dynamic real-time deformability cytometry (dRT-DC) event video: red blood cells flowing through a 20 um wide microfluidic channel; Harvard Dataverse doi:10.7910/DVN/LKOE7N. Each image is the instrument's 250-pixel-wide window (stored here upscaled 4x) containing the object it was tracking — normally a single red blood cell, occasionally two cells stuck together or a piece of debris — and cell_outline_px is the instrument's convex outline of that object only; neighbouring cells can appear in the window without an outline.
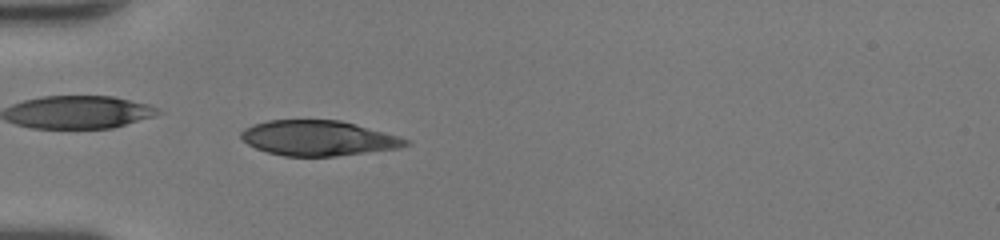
{"species": "human", "species_latin": "Homo sapiens", "temperature_condition": "room temperature", "stored_images_in_passage": 49, "camera_frame_rate_fps": 3000, "um_per_image_px": 0.085, "donor": {"sex": "female"}, "frame": {"image": 1, "passage_image": 16, "time_ms": 5.0, "image_size_px": [1000, 240], "cell_outline_px": [[408, 144], [400, 148], [336, 156], [284, 156], [268, 152], [256, 148], [248, 144], [240, 136], [240, 132], [244, 128], [252, 124], [268, 120], [340, 120], [400, 136], [408, 140]], "centroid_in_image_um": [27.04, 11.74], "position_along_channel_um": 58.0, "area_um2": 33.64}}
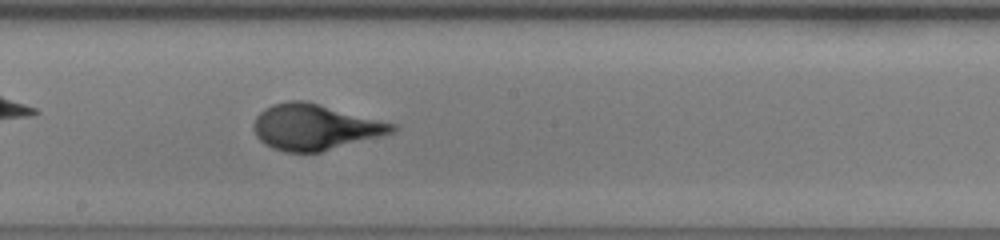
{"frame": {"image": 2, "passage_image": 28, "time_ms": 9.0, "image_size_px": [1000, 240], "cell_outline_px": [[396, 132], [320, 152], [284, 152], [272, 148], [264, 144], [256, 136], [252, 128], [252, 124], [256, 116], [264, 108], [272, 104], [288, 100], [304, 100], [396, 124]], "centroid_in_image_um": [26.72, 10.8], "position_along_channel_um": 221.5, "area_um2": 36.99}}
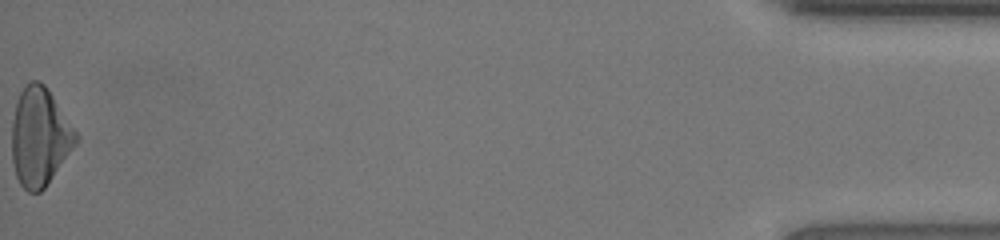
{"frame": {"image": 3, "passage_image": 49, "time_ms": 16.0, "image_size_px": [1000, 240], "cell_outline_px": [[80, 136], [76, 144], [44, 188], [40, 192], [28, 192], [20, 184], [16, 176], [12, 160], [12, 120], [16, 104], [20, 92], [24, 84], [32, 80], [36, 80], [44, 84]], "centroid_in_image_um": [3.36, 11.63], "position_along_channel_um": 431.8, "area_um2": 36.47}, "authors_computed_cell_mechanics": {"area_um2": 35.547, "velocity_mm_per_s": 4.3413, "shape_relaxation_time_tau1_ms": 5.6772, "shape_relaxation_time_tau2_ms": null, "deformation_change_tau1": 0.2901, "deformation_change_tau2": null}}